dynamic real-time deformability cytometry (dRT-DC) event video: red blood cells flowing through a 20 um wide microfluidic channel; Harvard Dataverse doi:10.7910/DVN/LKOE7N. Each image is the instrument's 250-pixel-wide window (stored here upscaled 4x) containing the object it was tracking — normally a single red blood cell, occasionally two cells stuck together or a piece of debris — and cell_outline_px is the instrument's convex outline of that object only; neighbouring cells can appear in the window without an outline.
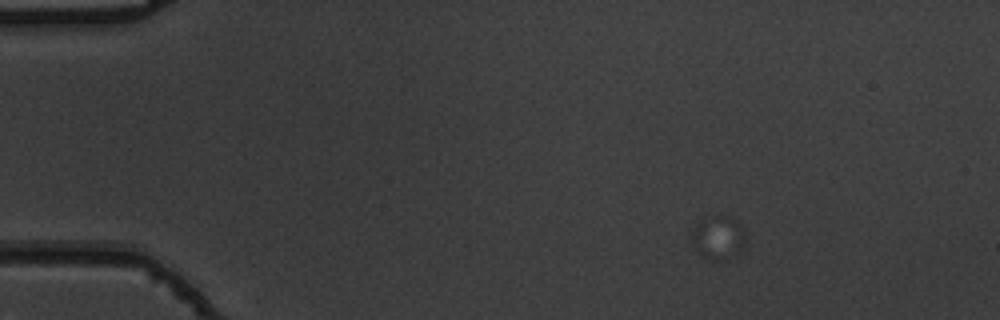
{"species": "common noctule bat (a hibernating species)", "species_latin": "Nyctalus noctula", "temperature_condition": "warm", "stored_images_in_passage": 12, "camera_frame_rate_fps": 3000, "um_per_image_px": 0.085, "animal": {"sex": "male", "body_mass_g": 19.5, "forearm_length_mm": 54.6}, "frame": {"image": 1, "passage_image": 3, "time_ms": 0.667, "image_size_px": [1000, 320], "cell_outline_px": [[744, 240], [740, 252], [720, 260], [712, 260], [700, 256], [692, 244], [688, 236], [692, 228], [700, 220], [716, 216], [728, 216], [736, 220], [740, 224], [744, 236]], "centroid_in_image_um": [60.96, 20.19], "position_along_channel_um": 24.0, "area_um2": 13.64}}